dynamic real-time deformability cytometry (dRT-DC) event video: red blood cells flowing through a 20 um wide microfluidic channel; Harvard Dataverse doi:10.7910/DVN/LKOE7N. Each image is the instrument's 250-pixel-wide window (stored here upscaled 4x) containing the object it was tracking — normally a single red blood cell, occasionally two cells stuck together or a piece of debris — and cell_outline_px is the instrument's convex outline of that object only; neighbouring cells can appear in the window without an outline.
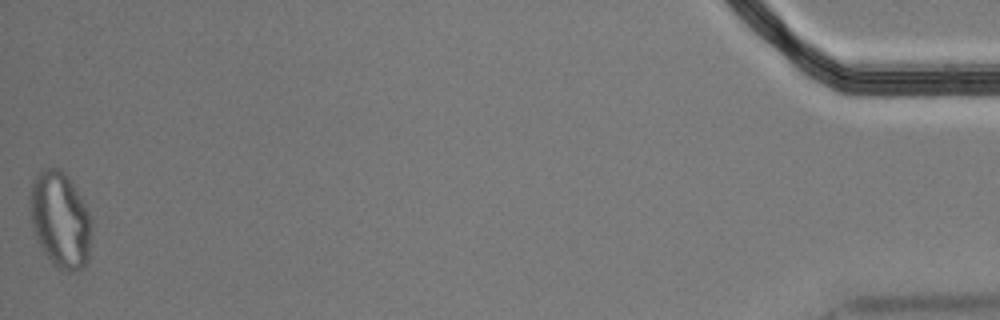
{"species": "Egyptian fruit bat (a non-hibernating species)", "species_latin": "Rousettus aegyptiacus", "temperature_condition": "cold", "stored_images_in_passage": 56, "segment_of_instrument_passage": [2, 2], "camera_frame_rate_fps": 3000, "um_per_image_px": 0.085, "animal": {"sex": "male"}, "frame": {"image": 1, "passage_image": 56, "time_ms": 18.333, "image_size_px": [1000, 320], "cell_outline_px": [[92, 228], [88, 260], [84, 268], [60, 268], [52, 264], [44, 252], [36, 236], [32, 224], [28, 208], [28, 200], [32, 184], [36, 172], [44, 168], [56, 168], [64, 172], [68, 176], [84, 204], [88, 212], [92, 224]], "centroid_in_image_um": [5.09, 18.63], "position_along_channel_um": 430.1, "area_um2": 34.22}}